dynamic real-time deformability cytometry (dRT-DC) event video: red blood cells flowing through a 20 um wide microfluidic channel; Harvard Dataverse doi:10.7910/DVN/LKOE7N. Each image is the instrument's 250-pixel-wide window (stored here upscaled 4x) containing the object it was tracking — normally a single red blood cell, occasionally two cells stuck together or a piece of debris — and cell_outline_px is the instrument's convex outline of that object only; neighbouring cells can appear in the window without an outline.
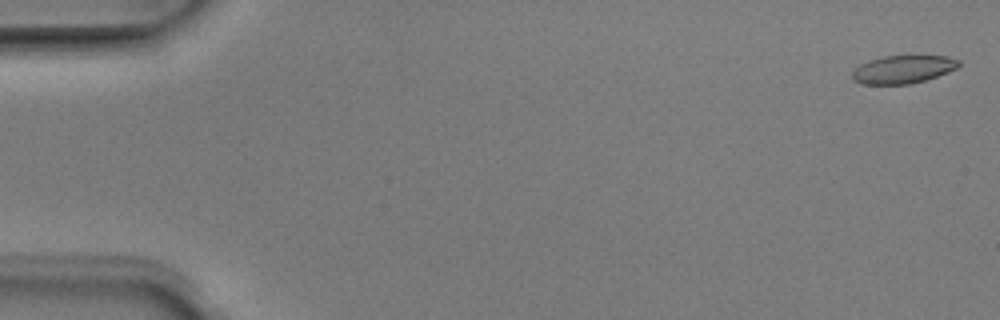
{"species": "Egyptian fruit bat (a non-hibernating species)", "species_latin": "Rousettus aegyptiacus", "temperature_condition": "room temperature", "stored_images_in_passage": 5, "camera_frame_rate_fps": 3000, "um_per_image_px": 0.085, "animal": {"sex": "male"}, "frame": {"image": 1, "passage_image": 1, "time_ms": 0.0, "image_size_px": [1000, 320], "cell_outline_px": [[960, 64], [956, 68], [948, 72], [924, 80], [908, 84], [860, 84], [852, 80], [852, 72], [860, 64], [868, 60], [884, 56], [948, 56], [960, 60]], "centroid_in_image_um": [76.73, 5.89], "position_along_channel_um": 8.3, "area_um2": 17.34}}
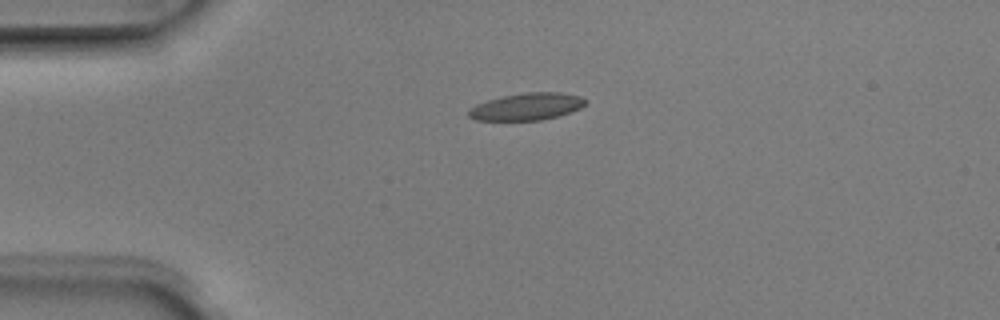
{"frame": {"image": 2, "passage_image": 4, "time_ms": 1.0, "image_size_px": [1000, 320], "cell_outline_px": [[588, 100], [580, 108], [556, 116], [540, 120], [476, 120], [468, 116], [468, 112], [476, 104], [488, 100], [504, 96], [524, 92], [560, 92], [580, 96]], "centroid_in_image_um": [44.78, 9.05], "position_along_channel_um": 40.2, "area_um2": 18.21}}